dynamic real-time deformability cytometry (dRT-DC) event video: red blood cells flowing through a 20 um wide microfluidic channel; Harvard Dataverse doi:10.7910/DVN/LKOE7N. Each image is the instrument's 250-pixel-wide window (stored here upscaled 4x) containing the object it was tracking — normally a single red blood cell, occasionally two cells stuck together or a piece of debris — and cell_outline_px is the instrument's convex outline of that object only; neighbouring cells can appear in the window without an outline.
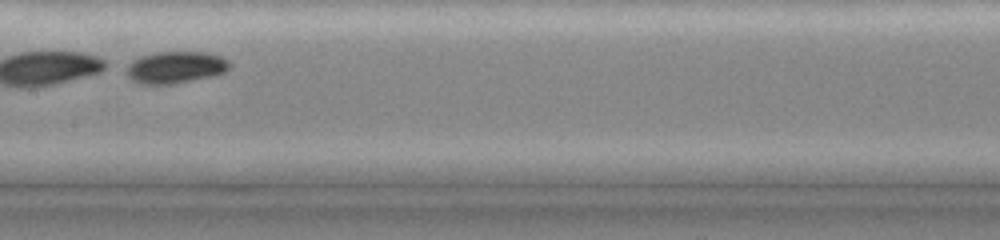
{"species": "common noctule bat (a hibernating species)", "species_latin": "Nyctalus noctula", "temperature_condition": "cold", "stored_images_in_passage": 42, "camera_frame_rate_fps": 3000, "um_per_image_px": 0.085, "animal": {"sex": "female", "body_mass_g": 19.0, "forearm_length_mm": 51.5}, "frame": {"image": 1, "passage_image": 18, "time_ms": 4.667, "image_size_px": [1000, 240], "cell_outline_px": [[232, 64], [224, 72], [216, 76], [172, 84], [140, 84], [132, 80], [120, 68], [124, 64], [140, 56], [156, 52], [204, 52], [220, 56], [228, 60]], "centroid_in_image_um": [14.84, 5.73], "position_along_channel_um": 192.6, "area_um2": 19.71}}